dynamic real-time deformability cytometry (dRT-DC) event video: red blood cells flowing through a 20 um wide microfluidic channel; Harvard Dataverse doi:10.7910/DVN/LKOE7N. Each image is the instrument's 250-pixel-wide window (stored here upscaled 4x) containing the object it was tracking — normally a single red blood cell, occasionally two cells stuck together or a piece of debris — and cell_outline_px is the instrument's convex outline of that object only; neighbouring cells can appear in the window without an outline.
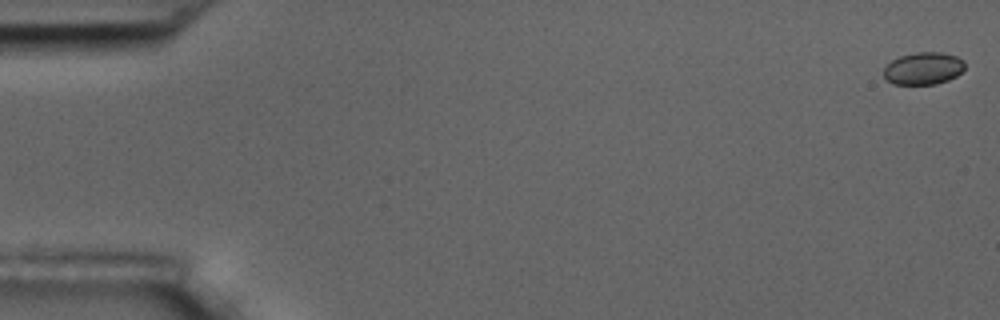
{"species": "common noctule bat (a hibernating species)", "species_latin": "Nyctalus noctula", "temperature_condition": "room temperature", "stored_images_in_passage": 56, "camera_frame_rate_fps": 3000, "um_per_image_px": 0.085, "animal": {"sex": "male", "body_mass_g": 17.5, "forearm_length_mm": 52.3}, "frame": {"image": 1, "passage_image": 1, "time_ms": 0.0, "image_size_px": [1000, 320], "cell_outline_px": [[964, 68], [956, 76], [948, 80], [936, 84], [892, 84], [884, 76], [884, 68], [892, 60], [900, 56], [916, 52], [940, 52], [956, 56], [964, 60]], "centroid_in_image_um": [78.49, 5.81], "position_along_channel_um": 6.5, "area_um2": 15.2}}
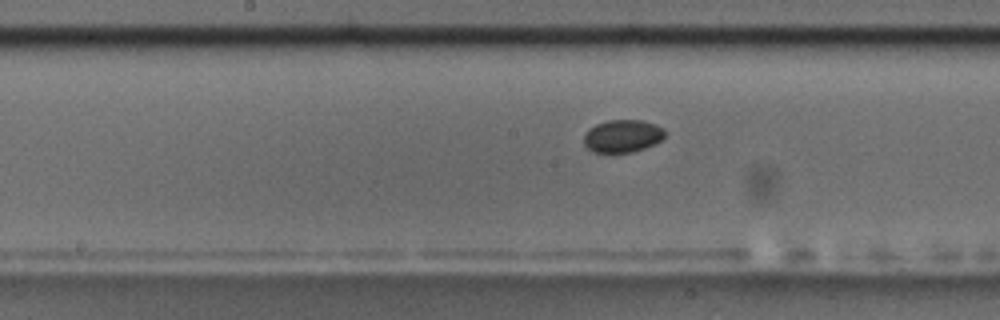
{"frame": {"image": 2, "passage_image": 29, "time_ms": 9.333, "image_size_px": [1000, 320], "cell_outline_px": [[668, 132], [660, 140], [644, 148], [632, 152], [592, 152], [584, 144], [584, 132], [588, 128], [596, 124], [608, 120], [644, 120], [656, 124], [664, 128]], "centroid_in_image_um": [52.91, 11.54], "position_along_channel_um": 195.3, "area_um2": 15.55}}
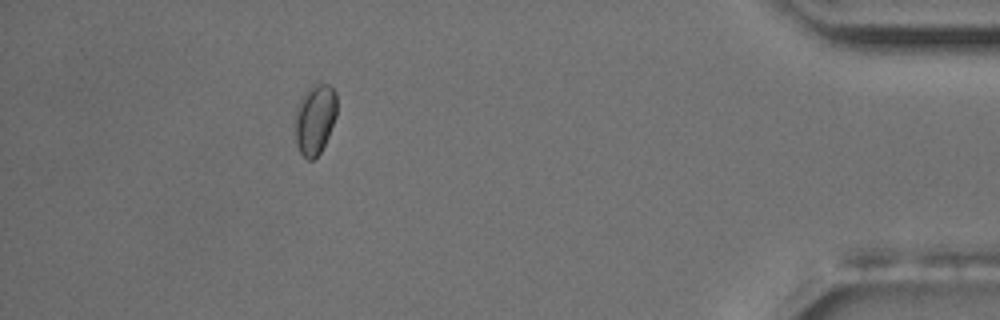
{"frame": {"image": 3, "passage_image": 51, "time_ms": 16.667, "image_size_px": [1000, 320], "cell_outline_px": [[336, 116], [328, 136], [320, 152], [312, 160], [308, 160], [300, 152], [296, 144], [296, 112], [300, 96], [312, 84], [328, 84], [336, 92]], "centroid_in_image_um": [26.77, 10.1], "position_along_channel_um": 408.4, "area_um2": 16.94}}